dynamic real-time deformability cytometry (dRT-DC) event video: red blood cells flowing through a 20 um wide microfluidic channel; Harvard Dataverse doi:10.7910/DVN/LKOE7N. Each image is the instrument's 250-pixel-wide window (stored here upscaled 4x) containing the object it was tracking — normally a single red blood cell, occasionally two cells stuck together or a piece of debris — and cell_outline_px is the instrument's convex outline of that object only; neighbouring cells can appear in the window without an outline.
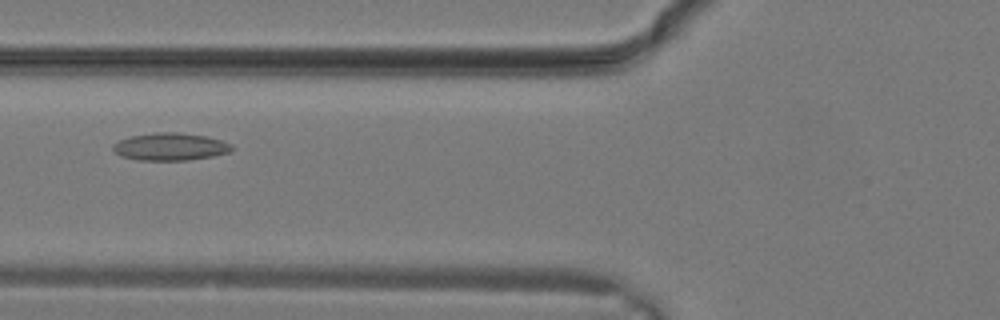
{"species": "common noctule bat (a hibernating species)", "species_latin": "Nyctalus noctula", "temperature_condition": "warm", "stored_images_in_passage": 22, "camera_frame_rate_fps": 3000, "um_per_image_px": 0.085, "animal": {"sex": "male", "body_mass_g": 19.2, "forearm_length_mm": 51.8}, "frame": {"image": 1, "passage_image": 4, "time_ms": 1.0, "image_size_px": [1000, 320], "cell_outline_px": [[236, 148], [228, 152], [212, 156], [188, 160], [136, 160], [120, 156], [112, 148], [112, 144], [120, 140], [132, 136], [156, 132], [176, 132], [204, 136], [220, 140], [232, 144]], "centroid_in_image_um": [14.46, 12.47], "position_along_channel_um": 111.3, "area_um2": 18.96}}
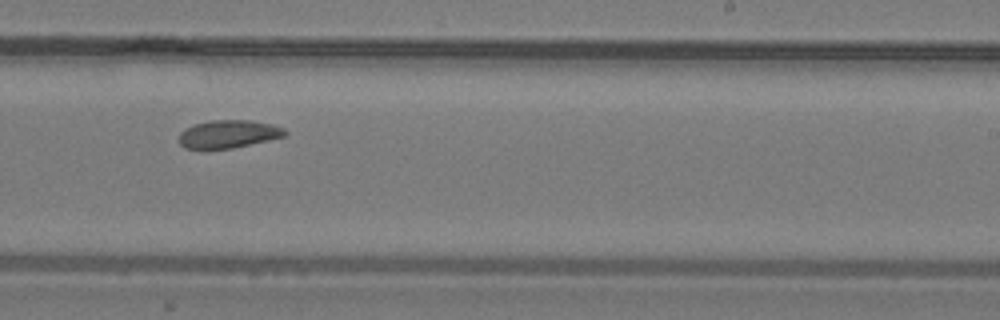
{"frame": {"image": 2, "passage_image": 11, "time_ms": 3.333, "image_size_px": [1000, 320], "cell_outline_px": [[288, 132], [284, 136], [268, 140], [232, 148], [184, 148], [180, 144], [180, 132], [184, 128], [192, 124], [208, 120], [252, 120], [272, 124], [284, 128]], "centroid_in_image_um": [19.41, 11.37], "position_along_channel_um": 269.6, "area_um2": 17.22}}
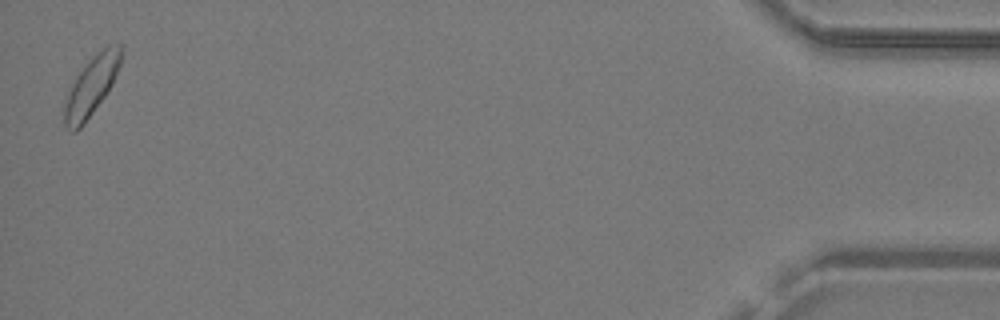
{"frame": {"image": 3, "passage_image": 22, "time_ms": 7.0, "image_size_px": [1000, 320], "cell_outline_px": [[124, 48], [120, 64], [112, 84], [104, 96], [84, 124], [76, 132], [72, 132], [64, 124], [64, 104], [68, 92], [76, 76], [88, 60], [96, 52], [108, 44], [120, 40], [124, 44]], "centroid_in_image_um": [7.81, 7.22], "position_along_channel_um": 427.4, "area_um2": 19.77}}